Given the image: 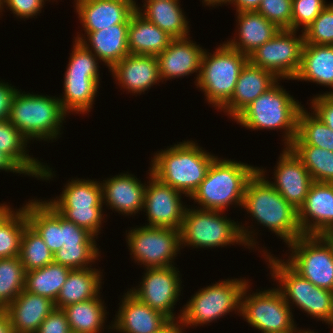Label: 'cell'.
I'll return each instance as SVG.
<instances>
[{"instance_id":"cell-53","label":"cell","mask_w":333,"mask_h":333,"mask_svg":"<svg viewBox=\"0 0 333 333\" xmlns=\"http://www.w3.org/2000/svg\"><path fill=\"white\" fill-rule=\"evenodd\" d=\"M0 170L26 175V173L3 152H0Z\"/></svg>"},{"instance_id":"cell-46","label":"cell","mask_w":333,"mask_h":333,"mask_svg":"<svg viewBox=\"0 0 333 333\" xmlns=\"http://www.w3.org/2000/svg\"><path fill=\"white\" fill-rule=\"evenodd\" d=\"M328 5L325 0H293L292 30L298 31L300 26L301 32L306 30Z\"/></svg>"},{"instance_id":"cell-35","label":"cell","mask_w":333,"mask_h":333,"mask_svg":"<svg viewBox=\"0 0 333 333\" xmlns=\"http://www.w3.org/2000/svg\"><path fill=\"white\" fill-rule=\"evenodd\" d=\"M100 294L96 298L68 305L65 312L72 333H100L104 330L106 308Z\"/></svg>"},{"instance_id":"cell-25","label":"cell","mask_w":333,"mask_h":333,"mask_svg":"<svg viewBox=\"0 0 333 333\" xmlns=\"http://www.w3.org/2000/svg\"><path fill=\"white\" fill-rule=\"evenodd\" d=\"M54 309V301L24 289L5 311L14 333H36Z\"/></svg>"},{"instance_id":"cell-39","label":"cell","mask_w":333,"mask_h":333,"mask_svg":"<svg viewBox=\"0 0 333 333\" xmlns=\"http://www.w3.org/2000/svg\"><path fill=\"white\" fill-rule=\"evenodd\" d=\"M19 258L25 272L40 269L54 262L53 253L29 224L24 228Z\"/></svg>"},{"instance_id":"cell-5","label":"cell","mask_w":333,"mask_h":333,"mask_svg":"<svg viewBox=\"0 0 333 333\" xmlns=\"http://www.w3.org/2000/svg\"><path fill=\"white\" fill-rule=\"evenodd\" d=\"M278 81L251 102L235 119L241 126L252 129H284L285 146L297 136L298 115L303 108Z\"/></svg>"},{"instance_id":"cell-28","label":"cell","mask_w":333,"mask_h":333,"mask_svg":"<svg viewBox=\"0 0 333 333\" xmlns=\"http://www.w3.org/2000/svg\"><path fill=\"white\" fill-rule=\"evenodd\" d=\"M29 141L8 120H0V152L8 155L27 175L49 180L52 170L26 152Z\"/></svg>"},{"instance_id":"cell-19","label":"cell","mask_w":333,"mask_h":333,"mask_svg":"<svg viewBox=\"0 0 333 333\" xmlns=\"http://www.w3.org/2000/svg\"><path fill=\"white\" fill-rule=\"evenodd\" d=\"M76 13L84 32L106 29L116 24H129L135 11L134 0H74Z\"/></svg>"},{"instance_id":"cell-58","label":"cell","mask_w":333,"mask_h":333,"mask_svg":"<svg viewBox=\"0 0 333 333\" xmlns=\"http://www.w3.org/2000/svg\"><path fill=\"white\" fill-rule=\"evenodd\" d=\"M322 236L331 244L333 250V231L325 233Z\"/></svg>"},{"instance_id":"cell-36","label":"cell","mask_w":333,"mask_h":333,"mask_svg":"<svg viewBox=\"0 0 333 333\" xmlns=\"http://www.w3.org/2000/svg\"><path fill=\"white\" fill-rule=\"evenodd\" d=\"M70 268L52 262L40 269L25 273V290L56 301Z\"/></svg>"},{"instance_id":"cell-43","label":"cell","mask_w":333,"mask_h":333,"mask_svg":"<svg viewBox=\"0 0 333 333\" xmlns=\"http://www.w3.org/2000/svg\"><path fill=\"white\" fill-rule=\"evenodd\" d=\"M306 44L333 45V3L303 31Z\"/></svg>"},{"instance_id":"cell-48","label":"cell","mask_w":333,"mask_h":333,"mask_svg":"<svg viewBox=\"0 0 333 333\" xmlns=\"http://www.w3.org/2000/svg\"><path fill=\"white\" fill-rule=\"evenodd\" d=\"M95 238L88 230L77 226L63 217V246L96 244Z\"/></svg>"},{"instance_id":"cell-31","label":"cell","mask_w":333,"mask_h":333,"mask_svg":"<svg viewBox=\"0 0 333 333\" xmlns=\"http://www.w3.org/2000/svg\"><path fill=\"white\" fill-rule=\"evenodd\" d=\"M293 80L333 88V45L304 44L299 70ZM333 95V91L324 93Z\"/></svg>"},{"instance_id":"cell-49","label":"cell","mask_w":333,"mask_h":333,"mask_svg":"<svg viewBox=\"0 0 333 333\" xmlns=\"http://www.w3.org/2000/svg\"><path fill=\"white\" fill-rule=\"evenodd\" d=\"M36 333H72L65 312L54 309L42 322Z\"/></svg>"},{"instance_id":"cell-20","label":"cell","mask_w":333,"mask_h":333,"mask_svg":"<svg viewBox=\"0 0 333 333\" xmlns=\"http://www.w3.org/2000/svg\"><path fill=\"white\" fill-rule=\"evenodd\" d=\"M122 299L114 324L109 329L122 333H155L170 321L167 316L141 302L130 291Z\"/></svg>"},{"instance_id":"cell-2","label":"cell","mask_w":333,"mask_h":333,"mask_svg":"<svg viewBox=\"0 0 333 333\" xmlns=\"http://www.w3.org/2000/svg\"><path fill=\"white\" fill-rule=\"evenodd\" d=\"M216 158L194 141H183L155 153L150 169L159 181L190 197Z\"/></svg>"},{"instance_id":"cell-21","label":"cell","mask_w":333,"mask_h":333,"mask_svg":"<svg viewBox=\"0 0 333 333\" xmlns=\"http://www.w3.org/2000/svg\"><path fill=\"white\" fill-rule=\"evenodd\" d=\"M190 38L173 39L162 53L156 55L161 80L200 73L205 49L196 45V42L193 43Z\"/></svg>"},{"instance_id":"cell-23","label":"cell","mask_w":333,"mask_h":333,"mask_svg":"<svg viewBox=\"0 0 333 333\" xmlns=\"http://www.w3.org/2000/svg\"><path fill=\"white\" fill-rule=\"evenodd\" d=\"M110 71L121 87L133 94L148 90L161 81L154 55H126Z\"/></svg>"},{"instance_id":"cell-22","label":"cell","mask_w":333,"mask_h":333,"mask_svg":"<svg viewBox=\"0 0 333 333\" xmlns=\"http://www.w3.org/2000/svg\"><path fill=\"white\" fill-rule=\"evenodd\" d=\"M280 79L271 71L253 66L249 61L242 68L230 100L221 108L235 119L251 102Z\"/></svg>"},{"instance_id":"cell-34","label":"cell","mask_w":333,"mask_h":333,"mask_svg":"<svg viewBox=\"0 0 333 333\" xmlns=\"http://www.w3.org/2000/svg\"><path fill=\"white\" fill-rule=\"evenodd\" d=\"M64 76V95L59 98L63 110L67 114L90 112L100 82L86 73L65 72Z\"/></svg>"},{"instance_id":"cell-7","label":"cell","mask_w":333,"mask_h":333,"mask_svg":"<svg viewBox=\"0 0 333 333\" xmlns=\"http://www.w3.org/2000/svg\"><path fill=\"white\" fill-rule=\"evenodd\" d=\"M262 252L267 259L266 262H269L271 276L280 284L278 289L283 294L286 303L291 307L290 303L293 302L292 304L308 315L333 327V292L313 285L286 261L284 262L285 259L270 256L267 250Z\"/></svg>"},{"instance_id":"cell-6","label":"cell","mask_w":333,"mask_h":333,"mask_svg":"<svg viewBox=\"0 0 333 333\" xmlns=\"http://www.w3.org/2000/svg\"><path fill=\"white\" fill-rule=\"evenodd\" d=\"M23 93L17 90L11 103L8 121L27 140H56L61 134V123L63 124L68 115L59 98Z\"/></svg>"},{"instance_id":"cell-29","label":"cell","mask_w":333,"mask_h":333,"mask_svg":"<svg viewBox=\"0 0 333 333\" xmlns=\"http://www.w3.org/2000/svg\"><path fill=\"white\" fill-rule=\"evenodd\" d=\"M167 32L157 27L135 10L130 16L128 27V50L133 55H154L162 53L171 43Z\"/></svg>"},{"instance_id":"cell-37","label":"cell","mask_w":333,"mask_h":333,"mask_svg":"<svg viewBox=\"0 0 333 333\" xmlns=\"http://www.w3.org/2000/svg\"><path fill=\"white\" fill-rule=\"evenodd\" d=\"M307 168L315 182L333 183V152L305 145L297 136L288 146Z\"/></svg>"},{"instance_id":"cell-8","label":"cell","mask_w":333,"mask_h":333,"mask_svg":"<svg viewBox=\"0 0 333 333\" xmlns=\"http://www.w3.org/2000/svg\"><path fill=\"white\" fill-rule=\"evenodd\" d=\"M215 51L211 54L205 49L195 85L205 92L207 102L216 109H221L233 95L248 56L230 48L226 43L220 44Z\"/></svg>"},{"instance_id":"cell-17","label":"cell","mask_w":333,"mask_h":333,"mask_svg":"<svg viewBox=\"0 0 333 333\" xmlns=\"http://www.w3.org/2000/svg\"><path fill=\"white\" fill-rule=\"evenodd\" d=\"M298 223L303 235L333 231V183L314 181L311 184L305 202L298 210Z\"/></svg>"},{"instance_id":"cell-50","label":"cell","mask_w":333,"mask_h":333,"mask_svg":"<svg viewBox=\"0 0 333 333\" xmlns=\"http://www.w3.org/2000/svg\"><path fill=\"white\" fill-rule=\"evenodd\" d=\"M311 108L331 130H333V95L318 94L311 101Z\"/></svg>"},{"instance_id":"cell-10","label":"cell","mask_w":333,"mask_h":333,"mask_svg":"<svg viewBox=\"0 0 333 333\" xmlns=\"http://www.w3.org/2000/svg\"><path fill=\"white\" fill-rule=\"evenodd\" d=\"M64 187L61 196L47 202L66 220L88 230L97 238L103 221L101 183L76 178Z\"/></svg>"},{"instance_id":"cell-24","label":"cell","mask_w":333,"mask_h":333,"mask_svg":"<svg viewBox=\"0 0 333 333\" xmlns=\"http://www.w3.org/2000/svg\"><path fill=\"white\" fill-rule=\"evenodd\" d=\"M102 185L103 203L123 215H133L142 211L144 206L145 188L133 174H119L105 180Z\"/></svg>"},{"instance_id":"cell-57","label":"cell","mask_w":333,"mask_h":333,"mask_svg":"<svg viewBox=\"0 0 333 333\" xmlns=\"http://www.w3.org/2000/svg\"><path fill=\"white\" fill-rule=\"evenodd\" d=\"M206 6H212L214 7L215 5L218 6L221 3L222 4H227L229 2V0H203Z\"/></svg>"},{"instance_id":"cell-38","label":"cell","mask_w":333,"mask_h":333,"mask_svg":"<svg viewBox=\"0 0 333 333\" xmlns=\"http://www.w3.org/2000/svg\"><path fill=\"white\" fill-rule=\"evenodd\" d=\"M25 273L19 256L0 258V310H5L24 290Z\"/></svg>"},{"instance_id":"cell-27","label":"cell","mask_w":333,"mask_h":333,"mask_svg":"<svg viewBox=\"0 0 333 333\" xmlns=\"http://www.w3.org/2000/svg\"><path fill=\"white\" fill-rule=\"evenodd\" d=\"M239 39L227 40L226 44L246 56L271 40L280 29L256 11L237 12ZM238 40V41H237Z\"/></svg>"},{"instance_id":"cell-12","label":"cell","mask_w":333,"mask_h":333,"mask_svg":"<svg viewBox=\"0 0 333 333\" xmlns=\"http://www.w3.org/2000/svg\"><path fill=\"white\" fill-rule=\"evenodd\" d=\"M286 262L313 285L333 292V250L322 235H303L288 244Z\"/></svg>"},{"instance_id":"cell-13","label":"cell","mask_w":333,"mask_h":333,"mask_svg":"<svg viewBox=\"0 0 333 333\" xmlns=\"http://www.w3.org/2000/svg\"><path fill=\"white\" fill-rule=\"evenodd\" d=\"M130 255L146 268L173 266L181 247L180 229L141 226L128 232L126 237ZM173 261V262H172Z\"/></svg>"},{"instance_id":"cell-18","label":"cell","mask_w":333,"mask_h":333,"mask_svg":"<svg viewBox=\"0 0 333 333\" xmlns=\"http://www.w3.org/2000/svg\"><path fill=\"white\" fill-rule=\"evenodd\" d=\"M274 172L275 181H268L295 209L304 204L314 182L307 168L295 153L286 147L279 157Z\"/></svg>"},{"instance_id":"cell-51","label":"cell","mask_w":333,"mask_h":333,"mask_svg":"<svg viewBox=\"0 0 333 333\" xmlns=\"http://www.w3.org/2000/svg\"><path fill=\"white\" fill-rule=\"evenodd\" d=\"M17 90L8 82H0V120H8L11 103Z\"/></svg>"},{"instance_id":"cell-1","label":"cell","mask_w":333,"mask_h":333,"mask_svg":"<svg viewBox=\"0 0 333 333\" xmlns=\"http://www.w3.org/2000/svg\"><path fill=\"white\" fill-rule=\"evenodd\" d=\"M264 171L258 167L248 181L242 206L253 219L280 236L288 245L303 236L298 223V210L268 182Z\"/></svg>"},{"instance_id":"cell-44","label":"cell","mask_w":333,"mask_h":333,"mask_svg":"<svg viewBox=\"0 0 333 333\" xmlns=\"http://www.w3.org/2000/svg\"><path fill=\"white\" fill-rule=\"evenodd\" d=\"M293 0H262L256 12L279 29L292 30Z\"/></svg>"},{"instance_id":"cell-41","label":"cell","mask_w":333,"mask_h":333,"mask_svg":"<svg viewBox=\"0 0 333 333\" xmlns=\"http://www.w3.org/2000/svg\"><path fill=\"white\" fill-rule=\"evenodd\" d=\"M28 225L23 207L0 226V258L19 256L24 228Z\"/></svg>"},{"instance_id":"cell-15","label":"cell","mask_w":333,"mask_h":333,"mask_svg":"<svg viewBox=\"0 0 333 333\" xmlns=\"http://www.w3.org/2000/svg\"><path fill=\"white\" fill-rule=\"evenodd\" d=\"M145 269L139 288H132L129 291L141 302L160 311L170 320L180 319V316L174 317L173 312L182 289L179 271L174 266Z\"/></svg>"},{"instance_id":"cell-11","label":"cell","mask_w":333,"mask_h":333,"mask_svg":"<svg viewBox=\"0 0 333 333\" xmlns=\"http://www.w3.org/2000/svg\"><path fill=\"white\" fill-rule=\"evenodd\" d=\"M249 284L241 295L240 316L261 333L306 332L296 328L291 307L278 288L248 294Z\"/></svg>"},{"instance_id":"cell-32","label":"cell","mask_w":333,"mask_h":333,"mask_svg":"<svg viewBox=\"0 0 333 333\" xmlns=\"http://www.w3.org/2000/svg\"><path fill=\"white\" fill-rule=\"evenodd\" d=\"M144 3L143 10L136 5V2H134V7L148 21L167 32L174 39L189 37V22L180 8L179 0L146 1Z\"/></svg>"},{"instance_id":"cell-3","label":"cell","mask_w":333,"mask_h":333,"mask_svg":"<svg viewBox=\"0 0 333 333\" xmlns=\"http://www.w3.org/2000/svg\"><path fill=\"white\" fill-rule=\"evenodd\" d=\"M257 171L258 167L217 157L190 198L205 210L224 212L234 203L242 207L246 185Z\"/></svg>"},{"instance_id":"cell-60","label":"cell","mask_w":333,"mask_h":333,"mask_svg":"<svg viewBox=\"0 0 333 333\" xmlns=\"http://www.w3.org/2000/svg\"><path fill=\"white\" fill-rule=\"evenodd\" d=\"M333 331V330H332ZM308 333H315L314 331H311L310 329L307 330ZM333 333V332H332Z\"/></svg>"},{"instance_id":"cell-47","label":"cell","mask_w":333,"mask_h":333,"mask_svg":"<svg viewBox=\"0 0 333 333\" xmlns=\"http://www.w3.org/2000/svg\"><path fill=\"white\" fill-rule=\"evenodd\" d=\"M44 1L47 0H0V12L6 5L16 17L29 19L34 16L37 17L38 13L42 11Z\"/></svg>"},{"instance_id":"cell-42","label":"cell","mask_w":333,"mask_h":333,"mask_svg":"<svg viewBox=\"0 0 333 333\" xmlns=\"http://www.w3.org/2000/svg\"><path fill=\"white\" fill-rule=\"evenodd\" d=\"M97 244H77L63 246L53 254L54 262L70 269H84L92 267L90 263L98 259ZM89 264V266H88Z\"/></svg>"},{"instance_id":"cell-55","label":"cell","mask_w":333,"mask_h":333,"mask_svg":"<svg viewBox=\"0 0 333 333\" xmlns=\"http://www.w3.org/2000/svg\"><path fill=\"white\" fill-rule=\"evenodd\" d=\"M0 333H14L11 321L5 310H0Z\"/></svg>"},{"instance_id":"cell-4","label":"cell","mask_w":333,"mask_h":333,"mask_svg":"<svg viewBox=\"0 0 333 333\" xmlns=\"http://www.w3.org/2000/svg\"><path fill=\"white\" fill-rule=\"evenodd\" d=\"M252 233L244 225L224 218L222 211L187 208L180 228L181 248L184 245L214 248L240 243L250 249L257 243Z\"/></svg>"},{"instance_id":"cell-45","label":"cell","mask_w":333,"mask_h":333,"mask_svg":"<svg viewBox=\"0 0 333 333\" xmlns=\"http://www.w3.org/2000/svg\"><path fill=\"white\" fill-rule=\"evenodd\" d=\"M74 42L66 72L86 73V75H92L99 82L97 57L80 41L74 40Z\"/></svg>"},{"instance_id":"cell-52","label":"cell","mask_w":333,"mask_h":333,"mask_svg":"<svg viewBox=\"0 0 333 333\" xmlns=\"http://www.w3.org/2000/svg\"><path fill=\"white\" fill-rule=\"evenodd\" d=\"M262 0H229V4L236 7L237 12L241 11H256Z\"/></svg>"},{"instance_id":"cell-14","label":"cell","mask_w":333,"mask_h":333,"mask_svg":"<svg viewBox=\"0 0 333 333\" xmlns=\"http://www.w3.org/2000/svg\"><path fill=\"white\" fill-rule=\"evenodd\" d=\"M296 30L280 29L268 42L258 47L248 61L253 65L273 72L279 79L296 76L305 44L303 32L297 37Z\"/></svg>"},{"instance_id":"cell-9","label":"cell","mask_w":333,"mask_h":333,"mask_svg":"<svg viewBox=\"0 0 333 333\" xmlns=\"http://www.w3.org/2000/svg\"><path fill=\"white\" fill-rule=\"evenodd\" d=\"M248 283L235 278L200 289L180 311L183 326L208 324L233 310L240 313L241 295Z\"/></svg>"},{"instance_id":"cell-59","label":"cell","mask_w":333,"mask_h":333,"mask_svg":"<svg viewBox=\"0 0 333 333\" xmlns=\"http://www.w3.org/2000/svg\"><path fill=\"white\" fill-rule=\"evenodd\" d=\"M279 333H296V332H279ZM297 333H305V332H297Z\"/></svg>"},{"instance_id":"cell-33","label":"cell","mask_w":333,"mask_h":333,"mask_svg":"<svg viewBox=\"0 0 333 333\" xmlns=\"http://www.w3.org/2000/svg\"><path fill=\"white\" fill-rule=\"evenodd\" d=\"M101 273L96 268L71 269L55 301L58 309L96 298L101 289Z\"/></svg>"},{"instance_id":"cell-16","label":"cell","mask_w":333,"mask_h":333,"mask_svg":"<svg viewBox=\"0 0 333 333\" xmlns=\"http://www.w3.org/2000/svg\"><path fill=\"white\" fill-rule=\"evenodd\" d=\"M149 171L143 206L149 221L146 226L180 229L187 209L182 205L183 193L162 183Z\"/></svg>"},{"instance_id":"cell-54","label":"cell","mask_w":333,"mask_h":333,"mask_svg":"<svg viewBox=\"0 0 333 333\" xmlns=\"http://www.w3.org/2000/svg\"><path fill=\"white\" fill-rule=\"evenodd\" d=\"M182 326V327H180ZM183 324L181 319L179 320H170L165 326H163L160 330L155 333H182L183 331ZM184 333V332H183Z\"/></svg>"},{"instance_id":"cell-40","label":"cell","mask_w":333,"mask_h":333,"mask_svg":"<svg viewBox=\"0 0 333 333\" xmlns=\"http://www.w3.org/2000/svg\"><path fill=\"white\" fill-rule=\"evenodd\" d=\"M304 109L302 108L298 115L297 137L305 145L316 146L333 152V130L314 112L308 113Z\"/></svg>"},{"instance_id":"cell-56","label":"cell","mask_w":333,"mask_h":333,"mask_svg":"<svg viewBox=\"0 0 333 333\" xmlns=\"http://www.w3.org/2000/svg\"><path fill=\"white\" fill-rule=\"evenodd\" d=\"M10 206L0 204V226L15 212Z\"/></svg>"},{"instance_id":"cell-26","label":"cell","mask_w":333,"mask_h":333,"mask_svg":"<svg viewBox=\"0 0 333 333\" xmlns=\"http://www.w3.org/2000/svg\"><path fill=\"white\" fill-rule=\"evenodd\" d=\"M128 27L129 24H116L106 29L85 32L86 37L77 35L75 40L80 41L87 49L103 61L110 70L116 63L120 62L126 55L130 54L128 50ZM86 40V41H85Z\"/></svg>"},{"instance_id":"cell-30","label":"cell","mask_w":333,"mask_h":333,"mask_svg":"<svg viewBox=\"0 0 333 333\" xmlns=\"http://www.w3.org/2000/svg\"><path fill=\"white\" fill-rule=\"evenodd\" d=\"M28 224L40 235L54 254L63 247V217L45 201L30 200L23 206Z\"/></svg>"}]
</instances>
